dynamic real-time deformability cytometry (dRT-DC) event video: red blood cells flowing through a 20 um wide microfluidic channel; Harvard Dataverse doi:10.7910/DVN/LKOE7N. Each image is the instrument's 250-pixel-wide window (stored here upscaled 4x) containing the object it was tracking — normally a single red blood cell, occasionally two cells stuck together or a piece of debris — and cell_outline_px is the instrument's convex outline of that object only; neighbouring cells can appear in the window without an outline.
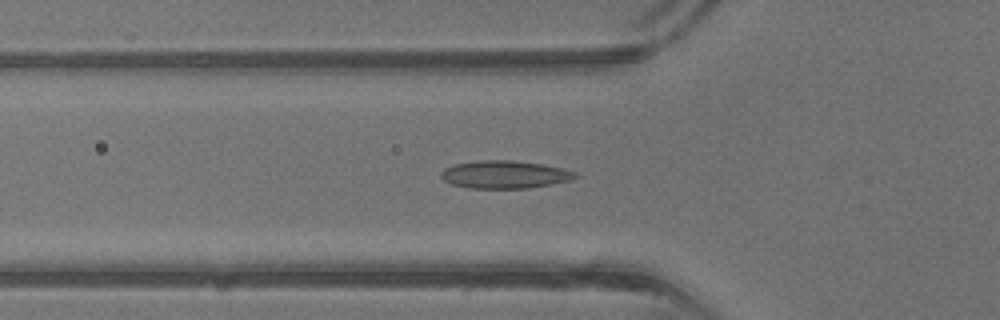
{"species": "common noctule bat (a hibernating species)", "species_latin": "Nyctalus noctula", "temperature_condition": "warm", "stored_images_in_passage": 31, "camera_frame_rate_fps": 3000, "um_per_image_px": 0.085, "animal": {"sex": "male", "body_mass_g": 13.3}, "frame": {"image": 1, "passage_image": 4, "time_ms": 1.0, "image_size_px": [1000, 320], "cell_outline_px": [[580, 176], [572, 180], [552, 184], [528, 188], [468, 188], [452, 184], [444, 180], [440, 176], [440, 172], [444, 168], [452, 164], [476, 160], [512, 160], [540, 164], [564, 168], [576, 172]], "centroid_in_image_um": [42.9, 14.83], "position_along_channel_um": 82.9, "area_um2": 21.96}}
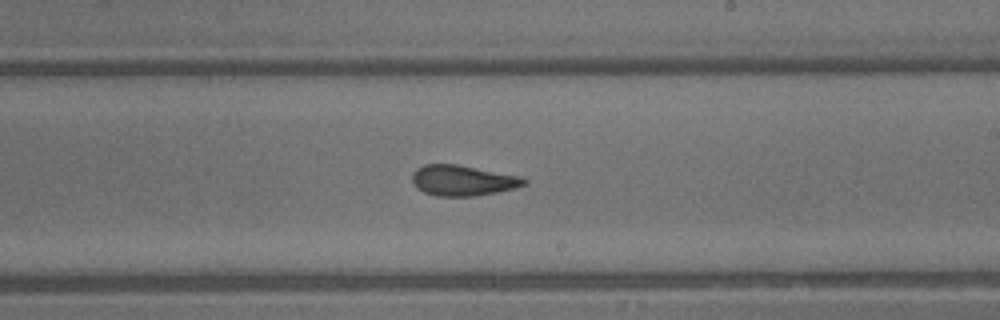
{"frame": {"image": 2, "passage_image": 14, "time_ms": 4.333, "image_size_px": [1000, 320], "cell_outline_px": [[528, 184], [516, 188], [476, 196], [436, 196], [424, 192], [416, 188], [412, 180], [412, 172], [416, 168], [424, 164], [460, 164], [524, 176], [528, 180]], "centroid_in_image_um": [39.38, 15.32], "position_along_channel_um": 249.6, "area_um2": 20.46}}
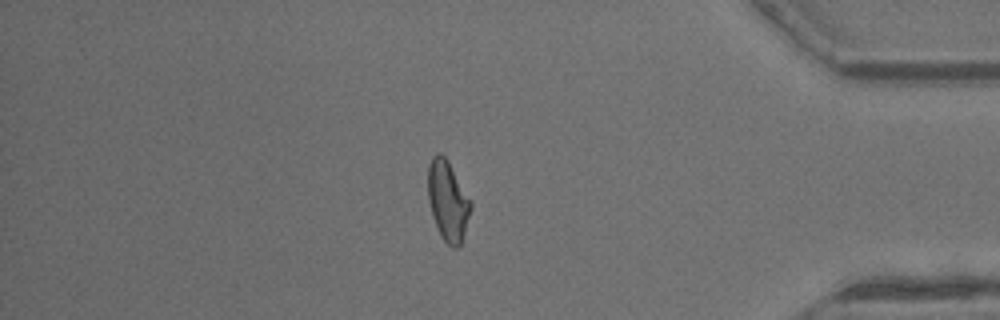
{"frame": {"image": 3, "passage_image": 25, "time_ms": 8.0, "image_size_px": [1000, 320], "cell_outline_px": [[472, 208], [460, 244], [456, 248], [452, 248], [440, 236], [432, 216], [428, 200], [428, 164], [432, 156], [436, 152], [440, 152], [448, 160], [472, 200]], "centroid_in_image_um": [38.06, 17.03], "position_along_channel_um": 397.1, "area_um2": 20.23}, "authors_computed_cell_mechanics": {"area_um2": 20.1722, "velocity_mm_per_s": 4.985, "shape_relaxation_time_tau1_ms": null, "shape_relaxation_time_tau2_ms": 1.4986, "deformation_change_tau1": null, "deformation_change_tau2": 0.074}}